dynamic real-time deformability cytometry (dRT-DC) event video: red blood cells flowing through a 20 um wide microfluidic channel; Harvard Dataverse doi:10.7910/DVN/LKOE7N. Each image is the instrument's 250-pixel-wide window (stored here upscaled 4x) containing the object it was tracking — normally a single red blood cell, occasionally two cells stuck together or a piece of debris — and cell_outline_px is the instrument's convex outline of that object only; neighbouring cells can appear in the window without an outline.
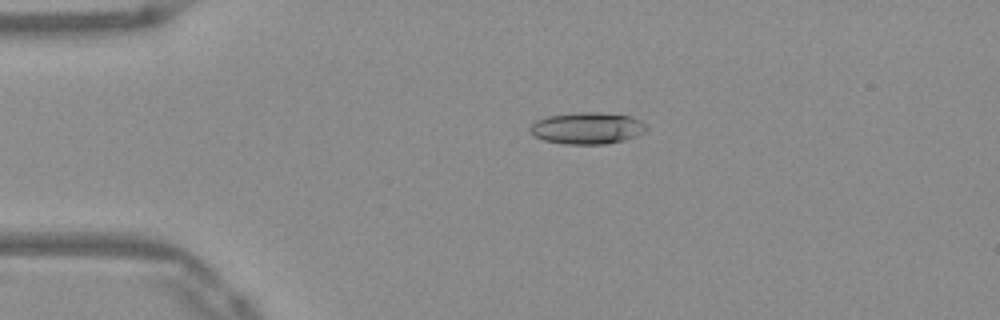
{"species": "Egyptian fruit bat (a non-hibernating species)", "species_latin": "Rousettus aegyptiacus", "temperature_condition": "warm", "stored_images_in_passage": 51, "camera_frame_rate_fps": 3000, "um_per_image_px": 0.085, "frame": {"image": 1, "passage_image": 11, "time_ms": 3.333, "image_size_px": [1000, 320], "cell_outline_px": [[648, 128], [644, 132], [636, 136], [624, 140], [604, 144], [564, 144], [544, 140], [536, 136], [528, 128], [536, 120], [548, 116], [576, 112], [596, 112], [632, 116], [640, 120]], "centroid_in_image_um": [49.92, 10.89], "position_along_channel_um": 35.1, "area_um2": 21.44}}
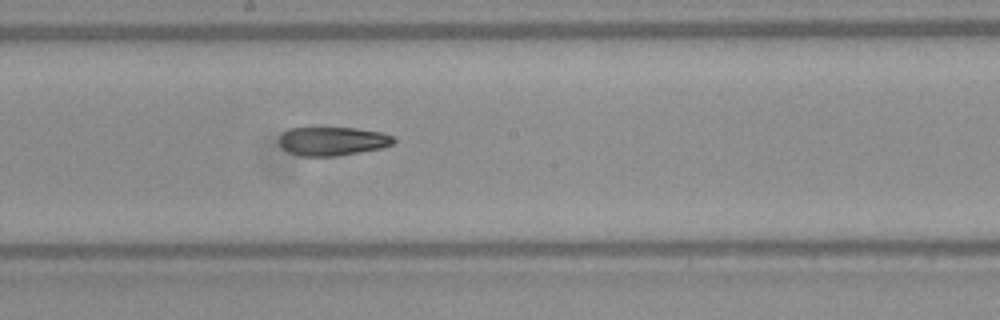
{"frame": {"image": 2, "passage_image": 28, "time_ms": 9.0, "image_size_px": [1000, 320], "cell_outline_px": [[396, 140], [392, 144], [384, 148], [336, 156], [300, 156], [288, 152], [280, 144], [280, 136], [288, 128], [356, 128], [380, 132], [392, 136]], "centroid_in_image_um": [28.28, 12.0], "position_along_channel_um": 219.9, "area_um2": 19.07}}
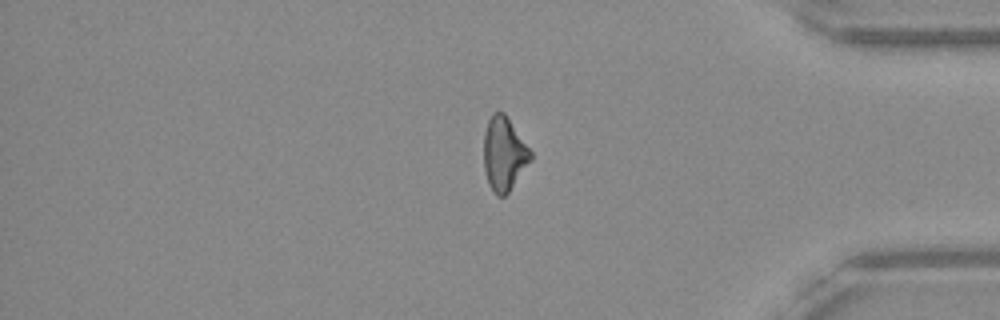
{"frame": {"image": 3, "passage_image": 43, "time_ms": 14.0, "image_size_px": [1000, 320], "cell_outline_px": [[532, 160], [508, 192], [504, 196], [496, 196], [492, 192], [488, 184], [484, 168], [484, 132], [488, 120], [492, 112], [504, 112], [532, 152]], "centroid_in_image_um": [42.83, 13.09], "position_along_channel_um": 392.4, "area_um2": 20.17}, "authors_computed_cell_mechanics": {"area_um2": 20.519, "velocity_mm_per_s": 3.9391, "shape_relaxation_time_tau1_ms": null, "shape_relaxation_time_tau2_ms": 3.832, "deformation_change_tau1": null, "deformation_change_tau2": 0.1315}}